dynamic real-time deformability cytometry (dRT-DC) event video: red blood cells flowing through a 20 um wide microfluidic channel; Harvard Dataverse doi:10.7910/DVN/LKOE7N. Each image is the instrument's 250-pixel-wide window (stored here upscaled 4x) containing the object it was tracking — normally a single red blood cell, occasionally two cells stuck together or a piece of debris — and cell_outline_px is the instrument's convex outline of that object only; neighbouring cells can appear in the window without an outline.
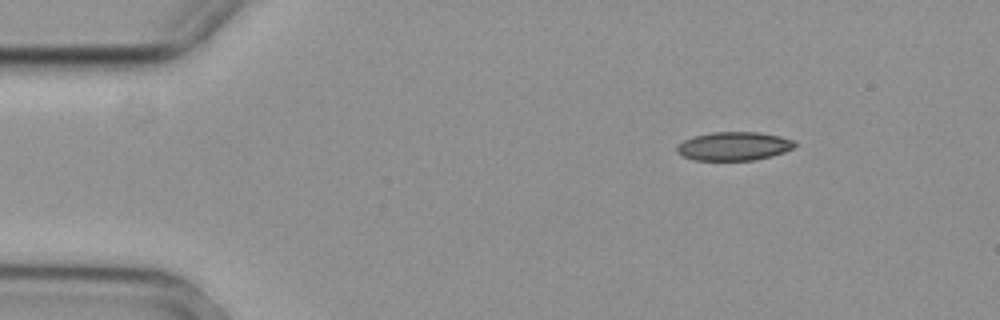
{"species": "common noctule bat (a hibernating species)", "species_latin": "Nyctalus noctula", "temperature_condition": "cold", "stored_images_in_passage": 3, "camera_frame_rate_fps": 3000, "um_per_image_px": 0.085, "animal": {"sex": "female", "body_mass_g": 29.2, "forearm_length_mm": 56.3}, "frame": {"image": 1, "passage_image": 1, "time_ms": 0.0, "image_size_px": [1000, 320], "cell_outline_px": [[796, 144], [792, 148], [784, 152], [772, 156], [756, 160], [696, 160], [684, 156], [676, 152], [676, 144], [684, 140], [696, 136], [712, 132], [760, 132], [780, 136], [796, 140]], "centroid_in_image_um": [62.4, 12.42], "position_along_channel_um": 22.6, "area_um2": 19.71}}